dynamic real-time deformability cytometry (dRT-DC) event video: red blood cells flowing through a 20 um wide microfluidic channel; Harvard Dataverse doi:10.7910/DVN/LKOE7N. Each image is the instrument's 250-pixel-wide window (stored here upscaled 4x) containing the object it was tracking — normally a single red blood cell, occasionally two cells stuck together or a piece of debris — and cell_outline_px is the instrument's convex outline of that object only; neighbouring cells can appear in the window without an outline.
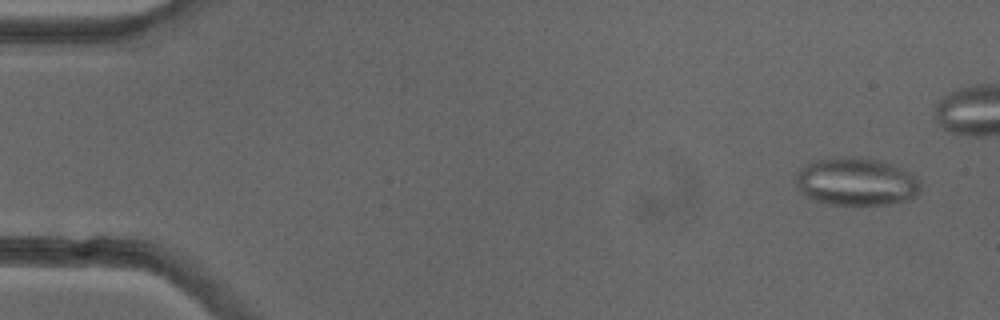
{"species": "common noctule bat (a hibernating species)", "species_latin": "Nyctalus noctula", "temperature_condition": "cold", "stored_images_in_passage": 44, "segment_of_instrument_passage": [1, 2], "camera_frame_rate_fps": 3000, "um_per_image_px": 0.085, "animal": {"sex": "female"}, "frame": {"image": 1, "passage_image": 2, "time_ms": 0.333, "image_size_px": [1000, 320], "cell_outline_px": [[920, 192], [916, 196], [908, 200], [888, 204], [828, 204], [804, 196], [796, 188], [796, 176], [800, 168], [808, 164], [820, 160], [844, 156], [852, 156], [880, 160], [900, 168], [916, 176], [920, 184]], "centroid_in_image_um": [72.78, 15.45], "position_along_channel_um": 12.2, "area_um2": 34.68}}